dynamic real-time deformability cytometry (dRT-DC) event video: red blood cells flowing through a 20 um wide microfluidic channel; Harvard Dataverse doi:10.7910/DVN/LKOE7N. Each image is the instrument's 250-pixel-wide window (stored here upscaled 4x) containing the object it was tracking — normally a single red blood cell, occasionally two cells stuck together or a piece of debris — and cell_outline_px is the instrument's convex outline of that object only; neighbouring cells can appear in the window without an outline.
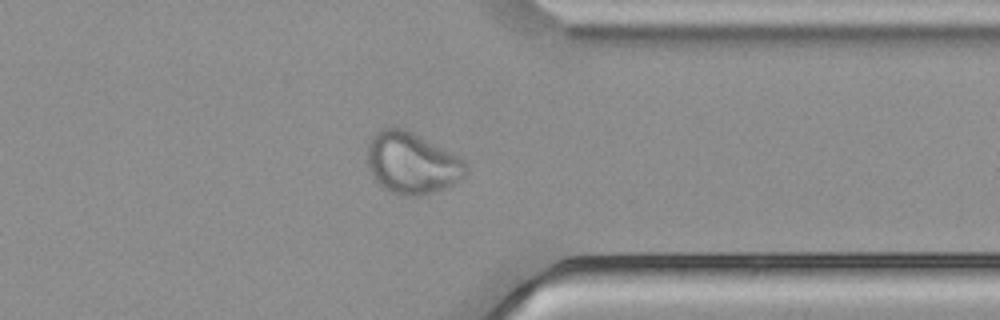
{"species": "common noctule bat (a hibernating species)", "species_latin": "Nyctalus noctula", "temperature_condition": "cold", "stored_images_in_passage": 39, "camera_frame_rate_fps": 3000, "um_per_image_px": 0.085, "animal": {"sex": "male", "body_mass_g": 21.5, "forearm_length_mm": 52.0}, "frame": {"image": 1, "passage_image": 28, "time_ms": 9.0, "image_size_px": [1000, 320], "cell_outline_px": [[468, 172], [464, 180], [424, 196], [404, 196], [392, 192], [384, 188], [372, 176], [368, 164], [368, 144], [372, 136], [376, 132], [392, 124], [404, 128], [412, 132], [464, 160], [468, 164]], "centroid_in_image_um": [35.03, 13.87], "position_along_channel_um": 376.4, "area_um2": 35.55}}